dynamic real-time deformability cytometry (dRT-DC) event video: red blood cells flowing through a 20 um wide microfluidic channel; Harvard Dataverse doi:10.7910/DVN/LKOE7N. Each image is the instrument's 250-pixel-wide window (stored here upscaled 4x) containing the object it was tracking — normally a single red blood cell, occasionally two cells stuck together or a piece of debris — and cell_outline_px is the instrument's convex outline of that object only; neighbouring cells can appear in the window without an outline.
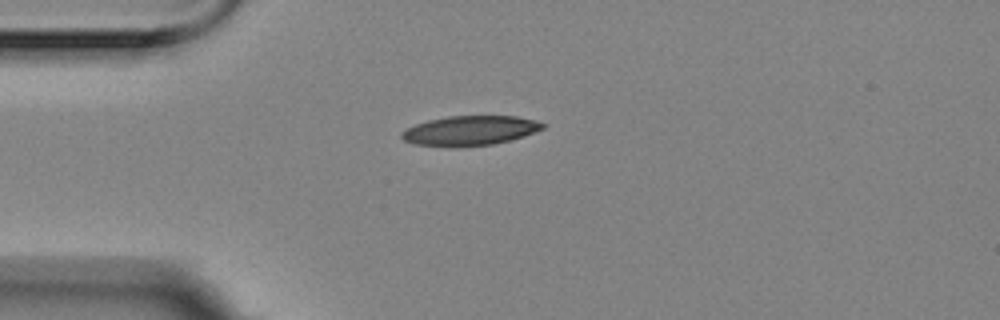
{"species": "Egyptian fruit bat (a non-hibernating species)", "species_latin": "Rousettus aegyptiacus", "temperature_condition": "room temperature", "stored_images_in_passage": 5, "camera_frame_rate_fps": 3000, "um_per_image_px": 0.085, "animal": {"sex": "female"}, "frame": {"image": 1, "passage_image": 1, "time_ms": 0.0, "image_size_px": [1000, 320], "cell_outline_px": [[548, 124], [544, 128], [524, 136], [492, 144], [448, 148], [416, 144], [404, 140], [400, 136], [400, 132], [416, 124], [428, 120], [448, 116], [516, 116], [536, 120]], "centroid_in_image_um": [39.94, 11.1], "position_along_channel_um": 45.1, "area_um2": 24.51}}
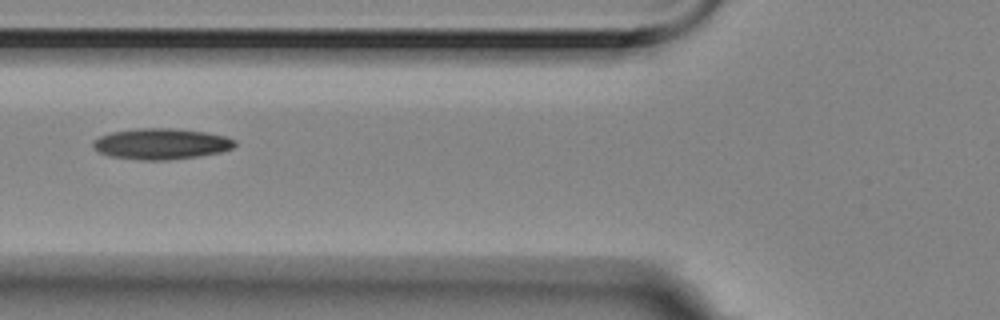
{"frame": {"image": 2, "passage_image": 3, "time_ms": 0.667, "image_size_px": [1000, 320], "cell_outline_px": [[236, 144], [232, 148], [220, 152], [196, 156], [168, 160], [140, 160], [108, 156], [92, 148], [92, 140], [100, 136], [112, 132], [136, 128], [172, 128], [204, 132], [224, 136], [236, 140]], "centroid_in_image_um": [13.65, 12.23], "position_along_channel_um": 112.2, "area_um2": 25.55}}
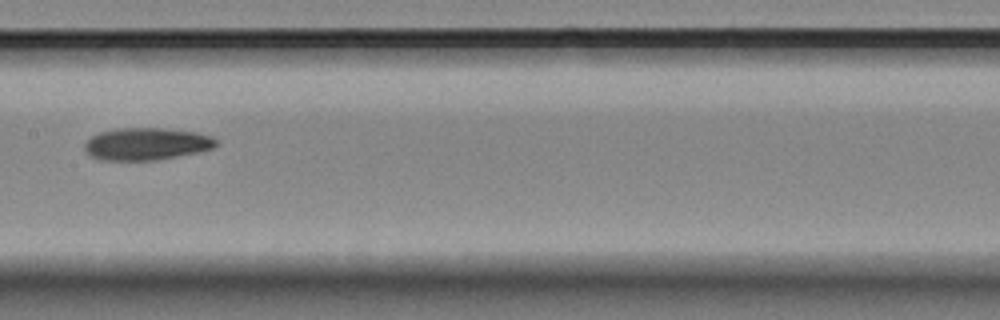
{"frame": {"image": 3, "passage_image": 5, "time_ms": 1.333, "image_size_px": [1000, 320], "cell_outline_px": [[216, 144], [212, 148], [196, 152], [156, 160], [100, 160], [88, 156], [84, 148], [84, 144], [92, 136], [100, 132], [120, 128], [160, 128], [196, 132], [212, 136], [216, 140]], "centroid_in_image_um": [12.4, 12.23], "position_along_channel_um": 195.0, "area_um2": 24.57}}